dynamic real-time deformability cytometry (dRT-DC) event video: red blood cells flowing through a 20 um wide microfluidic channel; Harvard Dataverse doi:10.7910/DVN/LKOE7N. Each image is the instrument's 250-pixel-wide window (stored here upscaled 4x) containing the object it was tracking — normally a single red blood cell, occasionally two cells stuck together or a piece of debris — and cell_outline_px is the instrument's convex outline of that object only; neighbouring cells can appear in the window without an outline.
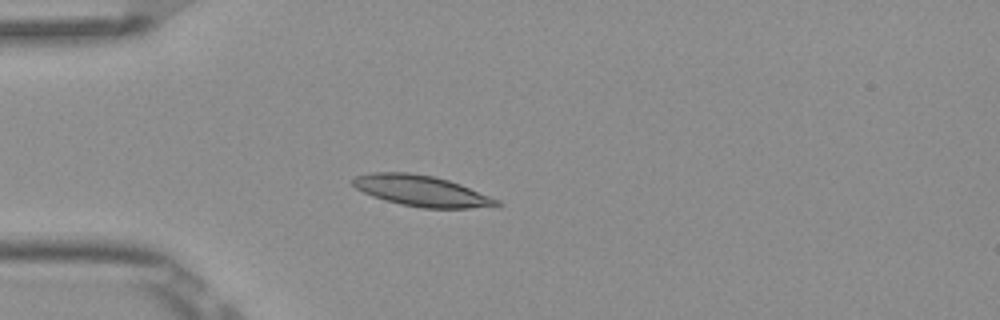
{"species": "Egyptian fruit bat (a non-hibernating species)", "species_latin": "Rousettus aegyptiacus", "temperature_condition": "room temperature", "stored_images_in_passage": 7, "camera_frame_rate_fps": 3000, "um_per_image_px": 0.085, "frame": {"image": 1, "passage_image": 5, "time_ms": 1.333, "image_size_px": [1000, 320], "cell_outline_px": [[504, 204], [468, 208], [424, 208], [400, 204], [384, 200], [372, 196], [356, 188], [352, 184], [352, 180], [356, 176], [372, 172], [408, 172], [432, 176], [448, 180], [460, 184], [500, 200]], "centroid_in_image_um": [35.81, 16.22], "position_along_channel_um": 49.2, "area_um2": 25.66}}
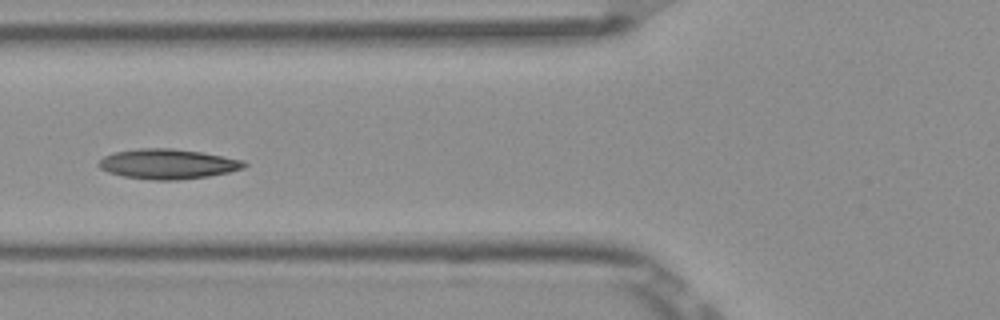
{"frame": {"image": 2, "passage_image": 7, "time_ms": 2.0, "image_size_px": [1000, 320], "cell_outline_px": [[248, 164], [244, 168], [228, 172], [208, 176], [176, 180], [152, 180], [124, 176], [108, 172], [100, 168], [96, 164], [104, 156], [112, 152], [136, 148], [172, 148], [200, 152], [224, 156], [244, 160]], "centroid_in_image_um": [14.24, 13.93], "position_along_channel_um": 111.6, "area_um2": 25.49}}